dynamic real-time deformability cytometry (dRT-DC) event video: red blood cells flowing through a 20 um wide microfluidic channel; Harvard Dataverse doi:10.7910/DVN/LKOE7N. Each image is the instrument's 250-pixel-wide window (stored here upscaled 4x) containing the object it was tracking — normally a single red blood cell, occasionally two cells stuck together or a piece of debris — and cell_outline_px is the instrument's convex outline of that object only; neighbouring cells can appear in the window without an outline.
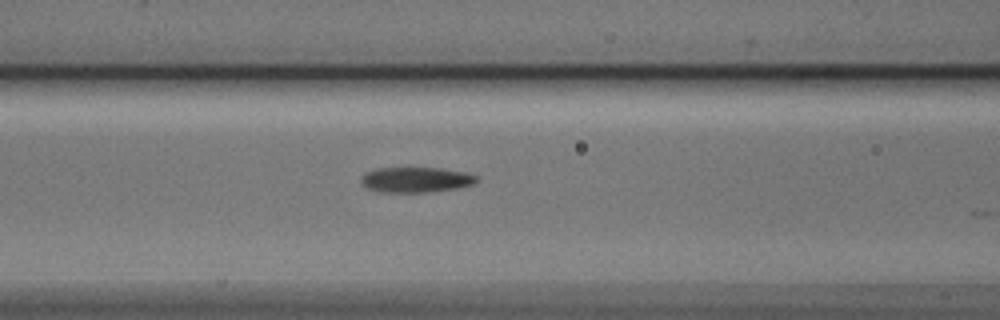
{"species": "Egyptian fruit bat (a non-hibernating species)", "species_latin": "Rousettus aegyptiacus", "temperature_condition": "cold", "stored_images_in_passage": 8, "camera_frame_rate_fps": 3000, "um_per_image_px": 0.085, "animal": {"sex": "male"}, "frame": {"image": 1, "passage_image": 7, "time_ms": 2.0, "image_size_px": [1000, 320], "cell_outline_px": [[480, 180], [476, 184], [460, 188], [428, 192], [380, 192], [364, 188], [360, 184], [360, 176], [364, 172], [376, 168], [440, 168], [468, 172], [476, 176]], "centroid_in_image_um": [35.34, 15.28], "position_along_channel_um": 131.3, "area_um2": 17.57}}